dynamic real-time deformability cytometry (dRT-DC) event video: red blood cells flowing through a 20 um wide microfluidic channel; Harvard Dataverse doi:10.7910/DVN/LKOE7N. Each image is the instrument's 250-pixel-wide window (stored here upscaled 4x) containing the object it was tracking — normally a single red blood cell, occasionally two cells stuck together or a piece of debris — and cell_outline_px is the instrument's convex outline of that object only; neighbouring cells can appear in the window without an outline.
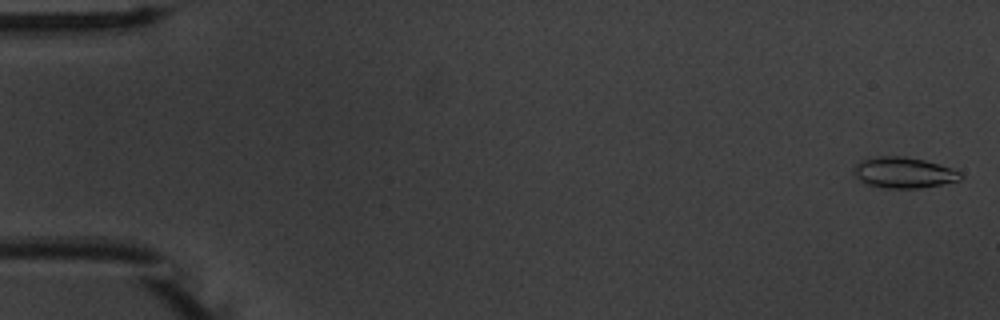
{"species": "common noctule bat (a hibernating species)", "species_latin": "Nyctalus noctula", "temperature_condition": "warm", "stored_images_in_passage": 55, "camera_frame_rate_fps": 3000, "um_per_image_px": 0.085, "animal": {"sex": "male", "body_mass_g": 20.1, "forearm_length_mm": 53.5}, "frame": {"image": 1, "passage_image": 2, "time_ms": 0.333, "image_size_px": [1000, 320], "cell_outline_px": [[964, 176], [960, 180], [920, 188], [884, 188], [868, 184], [860, 180], [856, 176], [856, 164], [860, 160], [880, 156], [904, 156], [924, 160], [960, 172]], "centroid_in_image_um": [76.82, 14.67], "position_along_channel_um": 8.2, "area_um2": 18.79}}
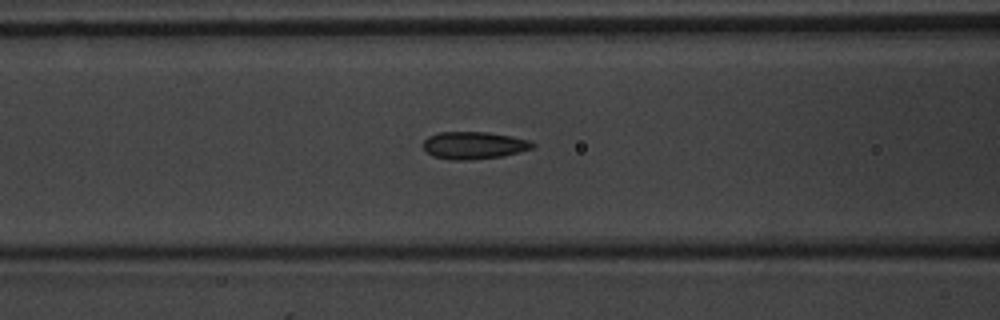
{"frame": {"image": 2, "passage_image": 23, "time_ms": 7.333, "image_size_px": [1000, 320], "cell_outline_px": [[536, 144], [532, 148], [520, 152], [504, 156], [468, 160], [452, 160], [432, 156], [424, 148], [424, 140], [428, 136], [440, 132], [488, 132], [512, 136], [532, 140]], "centroid_in_image_um": [40.32, 12.35], "position_along_channel_um": 126.3, "area_um2": 17.57}}
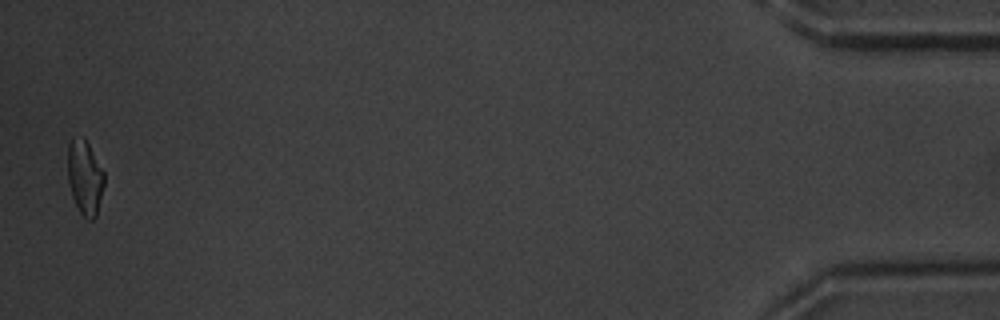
{"frame": {"image": 3, "passage_image": 54, "time_ms": 17.667, "image_size_px": [1000, 320], "cell_outline_px": [[104, 184], [96, 216], [92, 220], [88, 220], [80, 212], [72, 196], [68, 180], [68, 144], [72, 140], [84, 136], [104, 172]], "centroid_in_image_um": [7.22, 15.08], "position_along_channel_um": 428.0, "area_um2": 15.61}, "authors_computed_cell_mechanics": {"area_um2": 17.2244, "velocity_mm_per_s": 3.7747, "shape_relaxation_time_tau1_ms": 4.5154, "shape_relaxation_time_tau2_ms": 1.4804, "deformation_change_tau1": 0.1349, "deformation_change_tau2": 0.0856}}